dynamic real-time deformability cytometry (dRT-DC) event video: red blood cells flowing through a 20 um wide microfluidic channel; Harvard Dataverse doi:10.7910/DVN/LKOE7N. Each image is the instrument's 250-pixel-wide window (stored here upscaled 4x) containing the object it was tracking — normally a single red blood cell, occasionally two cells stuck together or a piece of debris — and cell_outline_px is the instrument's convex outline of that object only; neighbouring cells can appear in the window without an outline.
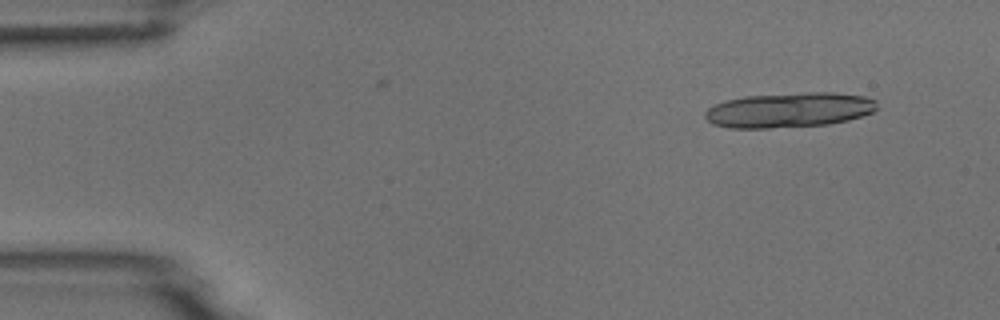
{"species": "common noctule bat (a hibernating species)", "species_latin": "Nyctalus noctula", "temperature_condition": "room temperature", "stored_images_in_passage": 5, "camera_frame_rate_fps": 3000, "um_per_image_px": 0.085, "animal": {"sex": "male", "body_mass_g": 18.8}, "frame": {"image": 1, "passage_image": 1, "time_ms": 0.0, "image_size_px": [1000, 320], "cell_outline_px": [[876, 108], [872, 112], [848, 120], [828, 124], [768, 128], [728, 128], [712, 124], [704, 116], [704, 112], [708, 108], [716, 104], [728, 100], [744, 96], [808, 92], [832, 92], [864, 96], [876, 100]], "centroid_in_image_um": [67.05, 9.35], "position_along_channel_um": 17.9, "area_um2": 34.91}}